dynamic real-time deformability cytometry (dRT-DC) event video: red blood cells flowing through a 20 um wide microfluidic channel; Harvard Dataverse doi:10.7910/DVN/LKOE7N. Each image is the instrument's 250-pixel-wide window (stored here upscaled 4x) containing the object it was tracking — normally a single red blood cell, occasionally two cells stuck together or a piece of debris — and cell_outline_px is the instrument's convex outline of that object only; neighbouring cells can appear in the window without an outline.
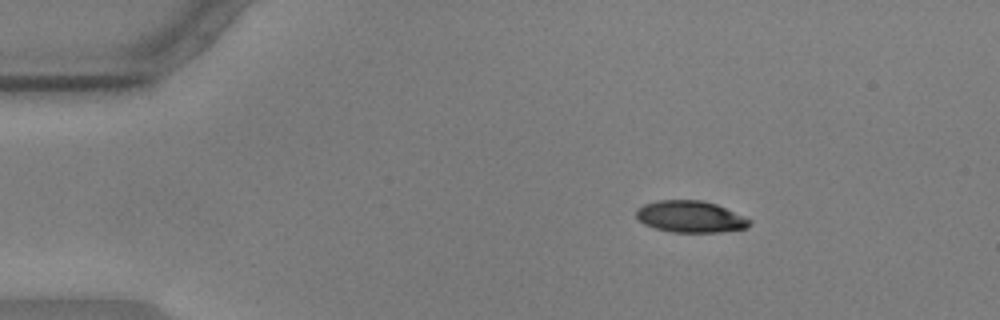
{"species": "common noctule bat (a hibernating species)", "species_latin": "Nyctalus noctula", "temperature_condition": "warm", "stored_images_in_passage": 48, "camera_frame_rate_fps": 3000, "um_per_image_px": 0.085, "animal": {"sex": "male", "body_mass_g": 17.9, "forearm_length_mm": 54.2}, "frame": {"image": 1, "passage_image": 1, "time_ms": 0.0, "image_size_px": [1000, 320], "cell_outline_px": [[752, 224], [748, 228], [720, 232], [672, 232], [656, 228], [644, 224], [636, 216], [636, 208], [644, 204], [656, 200], [704, 200], [716, 204], [744, 216], [752, 220]], "centroid_in_image_um": [58.71, 18.41], "position_along_channel_um": 26.3, "area_um2": 21.04}}
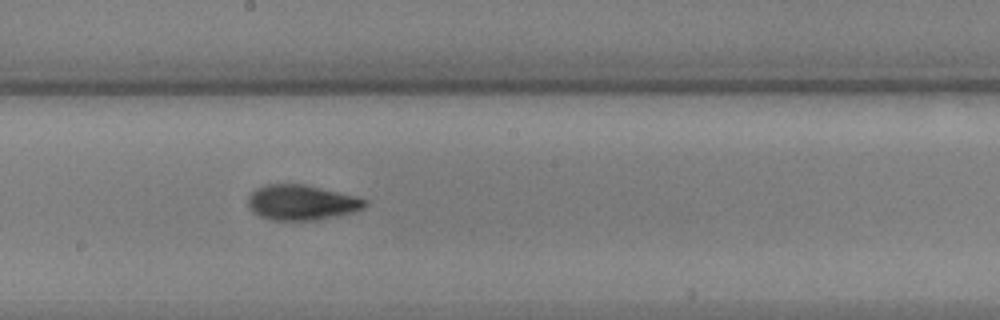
{"frame": {"image": 2, "passage_image": 23, "time_ms": 7.333, "image_size_px": [1000, 320], "cell_outline_px": [[368, 204], [364, 208], [352, 212], [316, 220], [272, 220], [260, 216], [252, 212], [248, 204], [248, 196], [256, 188], [264, 184], [304, 184], [356, 196], [368, 200]], "centroid_in_image_um": [25.62, 17.2], "position_along_channel_um": 222.6, "area_um2": 23.99}}
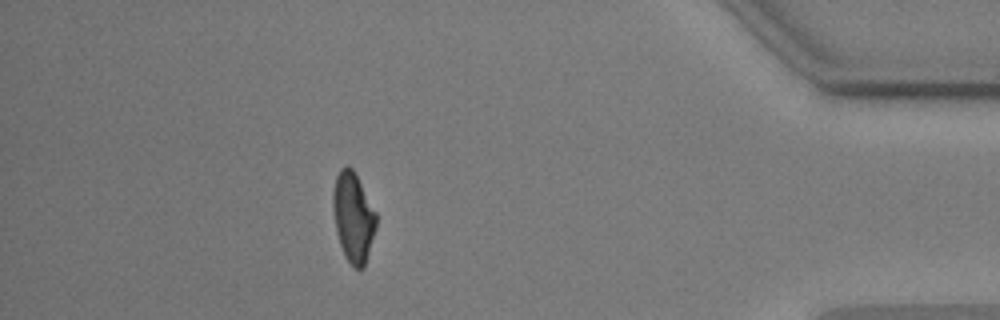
{"frame": {"image": 3, "passage_image": 42, "time_ms": 13.667, "image_size_px": [1000, 320], "cell_outline_px": [[376, 228], [364, 268], [360, 272], [344, 256], [336, 232], [332, 208], [332, 192], [336, 176], [340, 168], [344, 164], [348, 164], [356, 172], [376, 212]], "centroid_in_image_um": [30.01, 18.42], "position_along_channel_um": 405.2, "area_um2": 23.0}, "authors_computed_cell_mechanics": {"area_um2": 23.0044, "velocity_mm_per_s": 3.5844, "shape_relaxation_time_tau1_ms": 5.032, "shape_relaxation_time_tau2_ms": 1.9362, "deformation_change_tau1": 0.1632, "deformation_change_tau2": 0.0779}}